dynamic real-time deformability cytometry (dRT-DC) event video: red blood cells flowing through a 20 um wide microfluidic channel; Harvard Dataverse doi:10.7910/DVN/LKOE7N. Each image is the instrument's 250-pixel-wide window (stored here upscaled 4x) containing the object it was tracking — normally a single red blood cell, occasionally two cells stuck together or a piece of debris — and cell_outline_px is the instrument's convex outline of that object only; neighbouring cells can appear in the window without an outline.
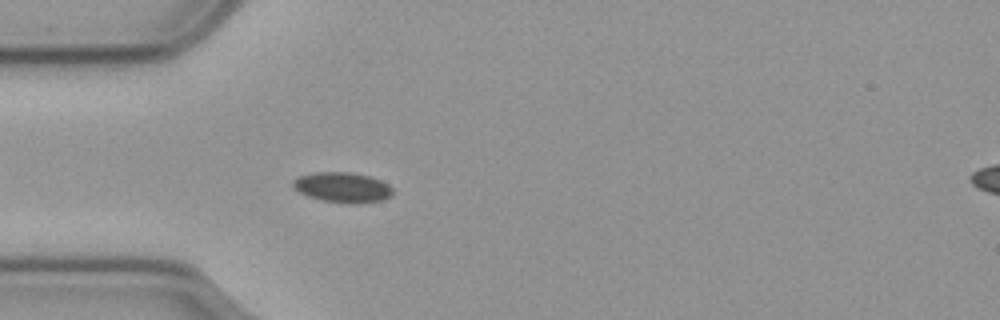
{"species": "common noctule bat (a hibernating species)", "species_latin": "Nyctalus noctula", "temperature_condition": "cold", "stored_images_in_passage": 57, "camera_frame_rate_fps": 3000, "um_per_image_px": 0.085, "animal": {"sex": "male", "body_mass_g": 23.1, "forearm_length_mm": 52.7}, "frame": {"image": 1, "passage_image": 16, "time_ms": 5.0, "image_size_px": [1000, 320], "cell_outline_px": [[392, 196], [380, 200], [360, 204], [348, 204], [320, 200], [308, 196], [300, 192], [292, 184], [292, 180], [300, 176], [316, 172], [348, 172], [368, 176], [380, 180], [388, 184], [392, 188]], "centroid_in_image_um": [29.12, 15.94], "position_along_channel_um": 55.9, "area_um2": 17.51}}
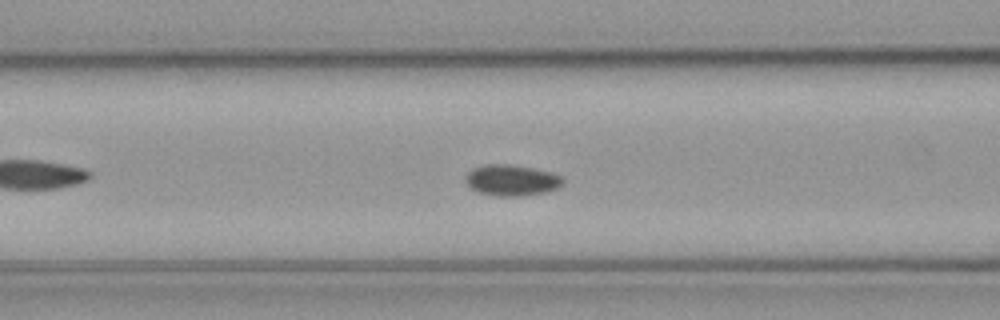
{"frame": {"image": 2, "passage_image": 22, "time_ms": 7.0, "image_size_px": [1000, 320], "cell_outline_px": [[564, 180], [560, 188], [544, 192], [520, 196], [496, 196], [480, 192], [472, 188], [464, 180], [464, 176], [472, 168], [484, 164], [508, 164], [532, 168], [552, 172], [560, 176]], "centroid_in_image_um": [43.48, 15.31], "position_along_channel_um": 123.1, "area_um2": 17.63}}
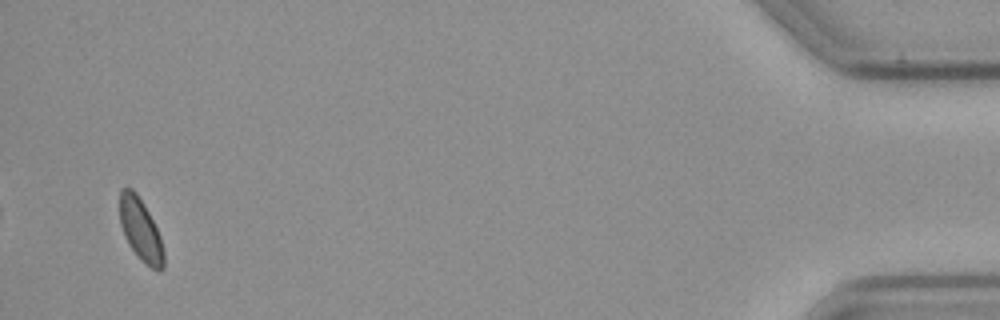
{"frame": {"image": 3, "passage_image": 55, "time_ms": 18.0, "image_size_px": [1000, 320], "cell_outline_px": [[164, 268], [160, 272], [152, 268], [140, 260], [128, 244], [124, 236], [120, 224], [120, 188], [132, 188], [136, 192], [148, 212], [160, 236], [164, 252]], "centroid_in_image_um": [11.94, 19.56], "position_along_channel_um": 423.3, "area_um2": 15.95}}